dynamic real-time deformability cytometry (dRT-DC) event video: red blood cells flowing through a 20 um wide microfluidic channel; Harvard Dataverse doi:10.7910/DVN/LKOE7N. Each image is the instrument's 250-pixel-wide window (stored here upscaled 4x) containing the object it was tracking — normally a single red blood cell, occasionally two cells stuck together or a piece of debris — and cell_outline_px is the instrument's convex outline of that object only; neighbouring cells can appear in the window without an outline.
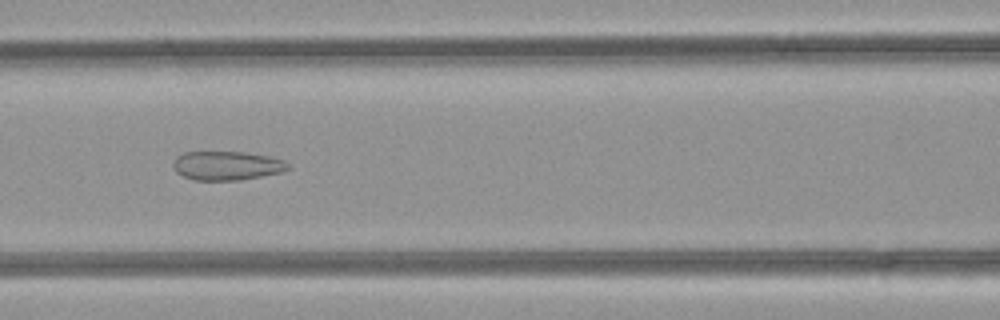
{"species": "common noctule bat (a hibernating species)", "species_latin": "Nyctalus noctula", "temperature_condition": "room temperature", "stored_images_in_passage": 48, "camera_frame_rate_fps": 3000, "um_per_image_px": 0.085, "animal": {"sex": "female", "body_mass_g": 21.9}, "frame": {"image": 1, "passage_image": 20, "time_ms": 6.333, "image_size_px": [1000, 320], "cell_outline_px": [[288, 168], [284, 172], [240, 180], [196, 180], [184, 176], [176, 172], [172, 164], [176, 156], [184, 152], [244, 152], [268, 156], [284, 160], [288, 164]], "centroid_in_image_um": [19.28, 14.08], "position_along_channel_um": 147.3, "area_um2": 19.36}}
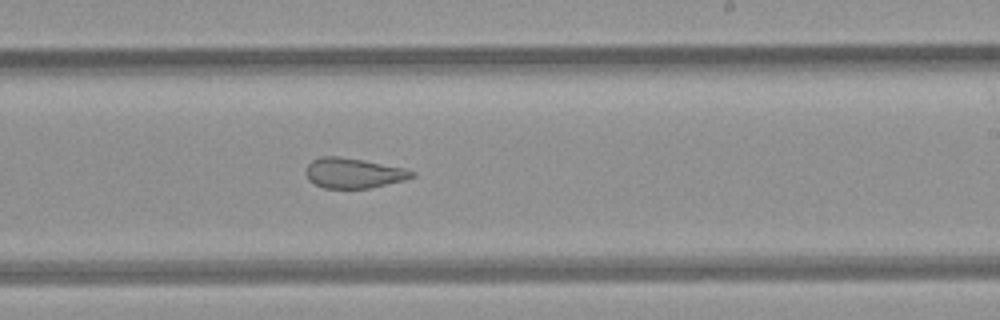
{"frame": {"image": 2, "passage_image": 28, "time_ms": 9.0, "image_size_px": [1000, 320], "cell_outline_px": [[416, 176], [404, 180], [368, 188], [324, 188], [312, 184], [308, 180], [304, 172], [308, 164], [312, 160], [320, 156], [340, 156], [364, 160], [404, 168], [416, 172]], "centroid_in_image_um": [30.0, 14.7], "position_along_channel_um": 259.0, "area_um2": 18.79}}
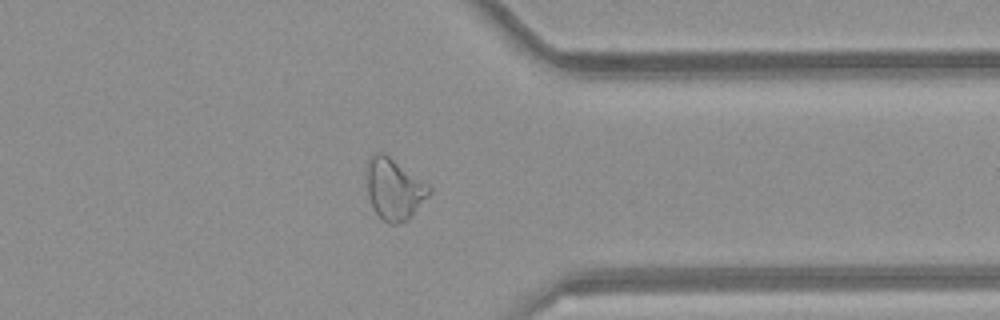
{"frame": {"image": 3, "passage_image": 37, "time_ms": 12.0, "image_size_px": [1000, 320], "cell_outline_px": [[432, 192], [408, 220], [396, 224], [388, 224], [372, 208], [368, 196], [368, 160], [376, 152], [384, 152], [432, 188]], "centroid_in_image_um": [33.51, 16.09], "position_along_channel_um": 377.9, "area_um2": 21.96}, "authors_computed_cell_mechanics": {"area_um2": 23.6691, "velocity_mm_per_s": 4.1925, "shape_relaxation_time_tau1_ms": null, "shape_relaxation_time_tau2_ms": 1.7518, "deformation_change_tau1": null, "deformation_change_tau2": 0.099}}